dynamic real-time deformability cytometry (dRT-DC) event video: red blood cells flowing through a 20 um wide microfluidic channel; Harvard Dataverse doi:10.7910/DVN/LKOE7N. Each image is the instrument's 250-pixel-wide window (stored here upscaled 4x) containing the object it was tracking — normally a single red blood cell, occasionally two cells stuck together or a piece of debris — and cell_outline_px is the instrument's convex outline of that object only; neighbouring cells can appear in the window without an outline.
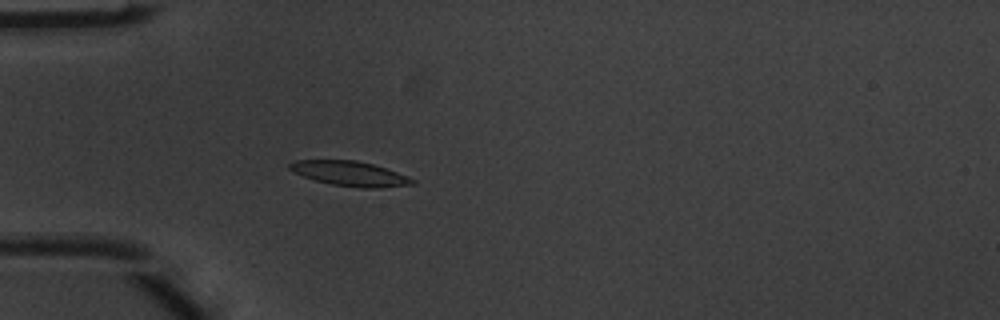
{"species": "common noctule bat (a hibernating species)", "species_latin": "Nyctalus noctula", "temperature_condition": "warm", "stored_images_in_passage": 4, "camera_frame_rate_fps": 3000, "um_per_image_px": 0.085, "animal": {"sex": "male", "body_mass_g": 20.1, "forearm_length_mm": 53.5}, "frame": {"image": 1, "passage_image": 4, "time_ms": 1.0, "image_size_px": [1000, 320], "cell_outline_px": [[416, 184], [380, 188], [360, 188], [332, 184], [316, 180], [304, 176], [288, 168], [288, 164], [296, 160], [356, 160], [372, 164], [408, 176], [416, 180]], "centroid_in_image_um": [29.78, 14.76], "position_along_channel_um": 55.2, "area_um2": 17.57}}